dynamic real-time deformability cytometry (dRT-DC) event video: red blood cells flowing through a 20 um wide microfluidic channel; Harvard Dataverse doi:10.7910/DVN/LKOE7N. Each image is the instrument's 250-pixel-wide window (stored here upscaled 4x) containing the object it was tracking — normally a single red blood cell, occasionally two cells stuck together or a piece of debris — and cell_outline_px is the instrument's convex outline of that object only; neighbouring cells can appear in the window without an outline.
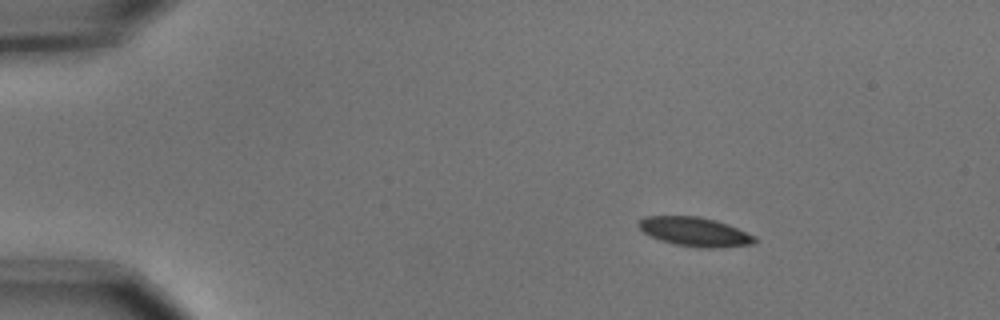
{"species": "common noctule bat (a hibernating species)", "species_latin": "Nyctalus noctula", "temperature_condition": "cold", "stored_images_in_passage": 5, "camera_frame_rate_fps": 3000, "um_per_image_px": 0.085, "animal": {"sex": "male", "body_mass_g": 15.6}, "frame": {"image": 1, "passage_image": 2, "time_ms": 0.333, "image_size_px": [1000, 320], "cell_outline_px": [[756, 240], [752, 244], [712, 248], [704, 248], [676, 244], [660, 240], [644, 232], [636, 224], [644, 216], [700, 216], [728, 224], [756, 236]], "centroid_in_image_um": [59.05, 19.69], "position_along_channel_um": 25.9, "area_um2": 19.48}}